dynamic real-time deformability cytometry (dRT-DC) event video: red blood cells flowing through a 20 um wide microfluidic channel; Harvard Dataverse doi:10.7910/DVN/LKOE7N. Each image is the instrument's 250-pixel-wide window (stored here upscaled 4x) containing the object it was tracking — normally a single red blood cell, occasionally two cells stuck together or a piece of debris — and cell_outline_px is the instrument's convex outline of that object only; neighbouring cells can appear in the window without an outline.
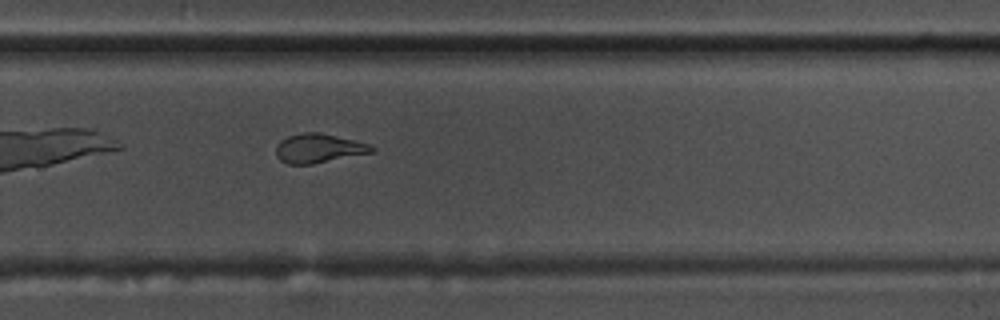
{"species": "common noctule bat (a hibernating species)", "species_latin": "Nyctalus noctula", "temperature_condition": "warm", "stored_images_in_passage": 38, "camera_frame_rate_fps": 3000, "um_per_image_px": 0.085, "animal": {"sex": "male", "body_mass_g": 17.5, "forearm_length_mm": 52.3}, "frame": {"image": 1, "passage_image": 22, "time_ms": 7.0, "image_size_px": [1000, 320], "cell_outline_px": [[376, 152], [312, 164], [288, 164], [280, 160], [276, 156], [276, 148], [280, 140], [288, 136], [304, 132], [320, 132], [368, 144], [376, 148]], "centroid_in_image_um": [27.09, 12.61], "position_along_channel_um": 302.7, "area_um2": 16.24}}
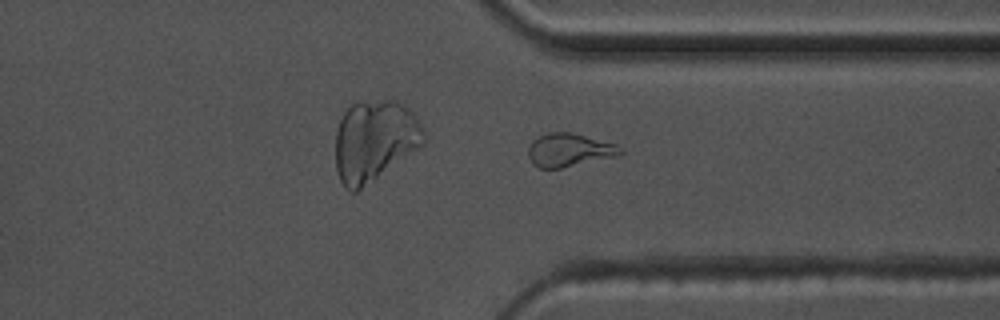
{"frame": {"image": 2, "passage_image": 27, "time_ms": 8.667, "image_size_px": [1000, 320], "cell_outline_px": [[624, 152], [616, 156], [560, 168], [540, 168], [532, 164], [528, 156], [528, 148], [532, 140], [536, 136], [548, 132], [572, 132], [616, 144]], "centroid_in_image_um": [48.33, 12.74], "position_along_channel_um": 363.1, "area_um2": 17.86}}